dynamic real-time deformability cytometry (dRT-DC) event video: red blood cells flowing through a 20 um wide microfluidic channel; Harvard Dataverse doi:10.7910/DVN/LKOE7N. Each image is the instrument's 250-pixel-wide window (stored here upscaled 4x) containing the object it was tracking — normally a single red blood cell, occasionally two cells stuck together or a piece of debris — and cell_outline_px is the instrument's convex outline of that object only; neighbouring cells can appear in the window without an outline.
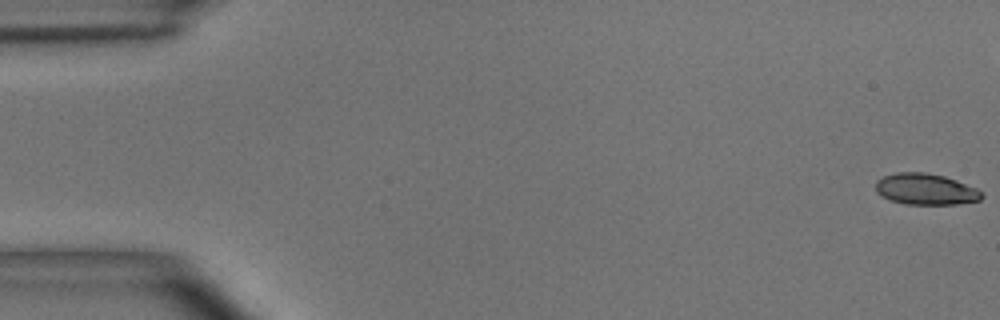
{"species": "common noctule bat (a hibernating species)", "species_latin": "Nyctalus noctula", "temperature_condition": "room temperature", "stored_images_in_passage": 7, "camera_frame_rate_fps": 3000, "um_per_image_px": 0.085, "animal": {"sex": "male", "body_mass_g": 15.6}, "frame": {"image": 1, "passage_image": 1, "time_ms": 0.0, "image_size_px": [1000, 320], "cell_outline_px": [[984, 196], [980, 200], [956, 204], [904, 204], [880, 196], [876, 192], [876, 180], [884, 176], [896, 172], [924, 172], [944, 176], [956, 180], [976, 188], [984, 192]], "centroid_in_image_um": [78.68, 16.08], "position_along_channel_um": 6.3, "area_um2": 19.36}}
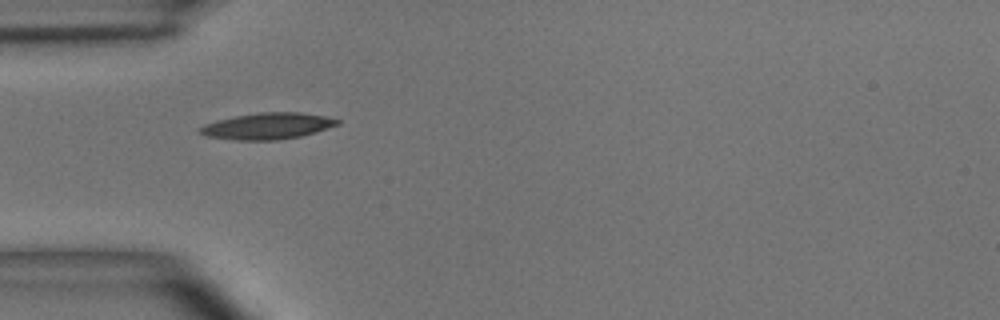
{"frame": {"image": 2, "passage_image": 6, "time_ms": 7.0, "image_size_px": [1000, 320], "cell_outline_px": [[340, 124], [316, 132], [300, 136], [276, 140], [236, 140], [204, 136], [196, 132], [196, 128], [204, 124], [216, 120], [236, 116], [260, 112], [300, 112], [324, 116], [340, 120]], "centroid_in_image_um": [22.68, 10.72], "position_along_channel_um": 62.3, "area_um2": 21.27}}
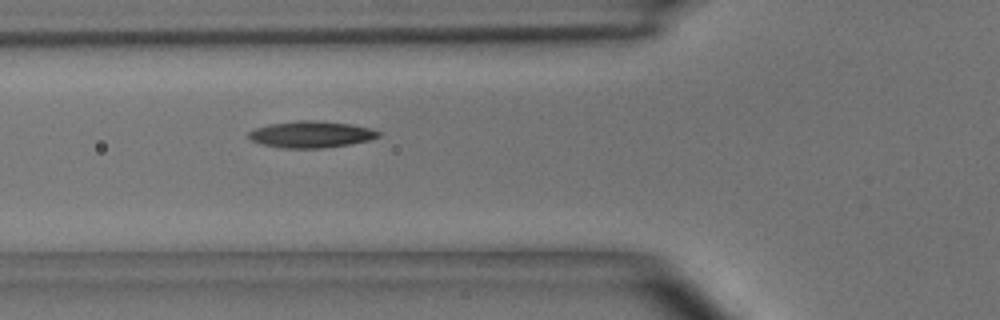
{"frame": {"image": 3, "passage_image": 7, "time_ms": 8.0, "image_size_px": [1000, 320], "cell_outline_px": [[380, 136], [368, 140], [352, 144], [324, 148], [280, 148], [260, 144], [244, 136], [248, 132], [256, 128], [268, 124], [296, 120], [316, 120], [352, 124], [372, 128], [380, 132]], "centroid_in_image_um": [26.42, 11.42], "position_along_channel_um": 99.4, "area_um2": 20.46}}